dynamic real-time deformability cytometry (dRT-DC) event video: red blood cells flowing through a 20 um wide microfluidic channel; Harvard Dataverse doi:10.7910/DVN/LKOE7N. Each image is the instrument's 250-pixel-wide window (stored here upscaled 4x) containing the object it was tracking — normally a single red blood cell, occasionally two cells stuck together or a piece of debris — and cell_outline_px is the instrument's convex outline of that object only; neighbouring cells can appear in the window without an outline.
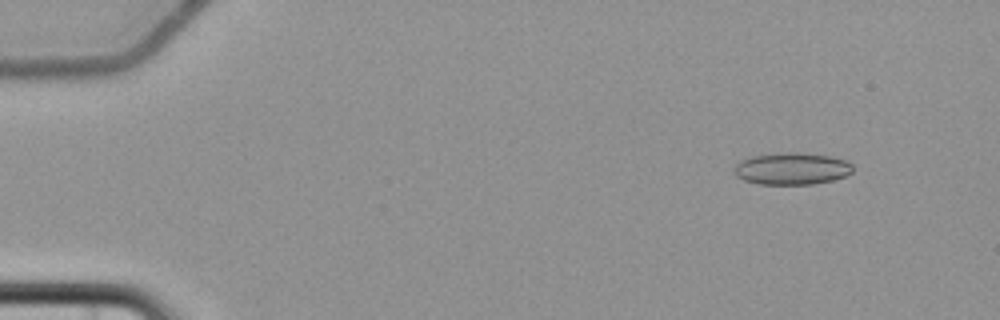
{"species": "common noctule bat (a hibernating species)", "species_latin": "Nyctalus noctula", "temperature_condition": "cold", "stored_images_in_passage": 9, "camera_frame_rate_fps": 3000, "um_per_image_px": 0.085, "animal": {"sex": "female", "body_mass_g": 22.7, "forearm_length_mm": 54.2}, "frame": {"image": 1, "passage_image": 2, "time_ms": 1.333, "image_size_px": [1000, 320], "cell_outline_px": [[852, 172], [844, 176], [832, 180], [812, 184], [760, 184], [744, 180], [736, 176], [736, 164], [740, 160], [752, 156], [784, 152], [796, 152], [828, 156], [844, 160], [852, 164]], "centroid_in_image_um": [67.29, 14.33], "position_along_channel_um": 17.7, "area_um2": 21.85}}
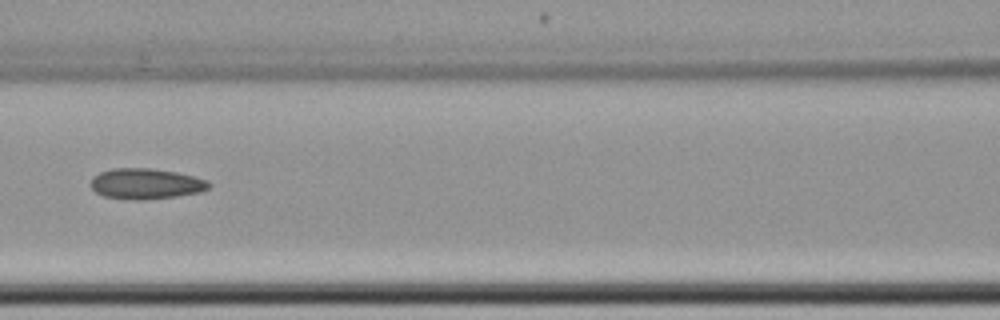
{"frame": {"image": 2, "passage_image": 7, "time_ms": 8.333, "image_size_px": [1000, 320], "cell_outline_px": [[212, 184], [208, 188], [200, 192], [176, 196], [144, 200], [136, 200], [104, 196], [96, 192], [92, 188], [92, 176], [100, 172], [112, 168], [152, 168], [176, 172], [208, 180]], "centroid_in_image_um": [12.41, 15.61], "position_along_channel_um": 154.2, "area_um2": 21.04}}
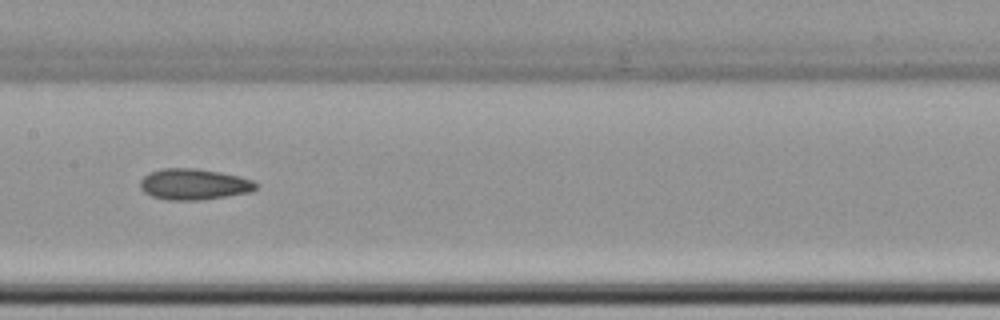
{"frame": {"image": 3, "passage_image": 8, "time_ms": 9.333, "image_size_px": [1000, 320], "cell_outline_px": [[260, 184], [252, 192], [200, 200], [168, 200], [152, 196], [144, 192], [140, 188], [140, 180], [148, 172], [160, 168], [196, 168], [220, 172], [240, 176], [252, 180]], "centroid_in_image_um": [16.48, 15.65], "position_along_channel_um": 190.9, "area_um2": 21.15}}